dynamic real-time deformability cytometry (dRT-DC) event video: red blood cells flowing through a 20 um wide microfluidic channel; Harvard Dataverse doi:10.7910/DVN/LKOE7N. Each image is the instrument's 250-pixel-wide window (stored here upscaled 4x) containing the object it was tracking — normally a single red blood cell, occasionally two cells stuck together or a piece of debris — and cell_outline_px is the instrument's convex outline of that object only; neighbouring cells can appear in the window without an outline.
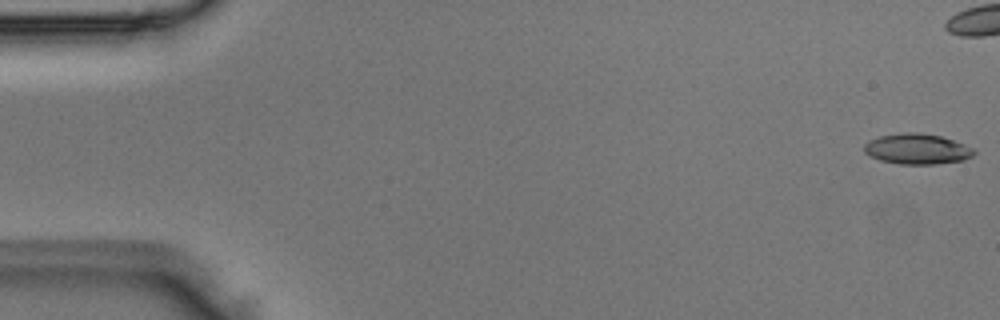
{"species": "Egyptian fruit bat (a non-hibernating species)", "species_latin": "Rousettus aegyptiacus", "temperature_condition": "room temperature", "stored_images_in_passage": 6, "camera_frame_rate_fps": 3000, "um_per_image_px": 0.085, "animal": {"sex": "male"}, "frame": {"image": 1, "passage_image": 1, "time_ms": 0.0, "image_size_px": [1000, 320], "cell_outline_px": [[976, 152], [972, 156], [964, 160], [936, 164], [900, 164], [880, 160], [864, 152], [864, 144], [868, 140], [880, 136], [904, 132], [920, 132], [940, 136], [964, 144], [972, 148]], "centroid_in_image_um": [77.95, 12.66], "position_along_channel_um": 7.1, "area_um2": 19.48}}